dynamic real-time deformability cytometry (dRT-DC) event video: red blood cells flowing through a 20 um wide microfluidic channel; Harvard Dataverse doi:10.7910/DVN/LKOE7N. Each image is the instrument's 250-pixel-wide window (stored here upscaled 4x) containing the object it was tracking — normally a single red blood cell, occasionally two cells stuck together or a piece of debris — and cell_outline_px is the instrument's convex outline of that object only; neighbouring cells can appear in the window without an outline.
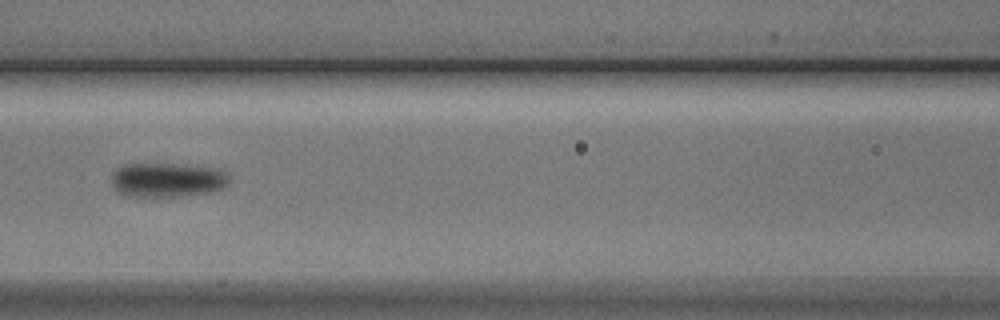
{"species": "Egyptian fruit bat (a non-hibernating species)", "species_latin": "Rousettus aegyptiacus", "temperature_condition": "cold", "stored_images_in_passage": 8, "camera_frame_rate_fps": 3000, "um_per_image_px": 0.085, "animal": {"sex": "male"}, "frame": {"image": 1, "passage_image": 7, "time_ms": 7.667, "image_size_px": [1000, 320], "cell_outline_px": [[228, 184], [224, 188], [208, 192], [176, 196], [124, 196], [116, 192], [112, 184], [112, 172], [116, 168], [128, 164], [172, 164], [224, 168], [228, 172]], "centroid_in_image_um": [14.23, 15.28], "position_along_channel_um": 152.4, "area_um2": 23.76}}
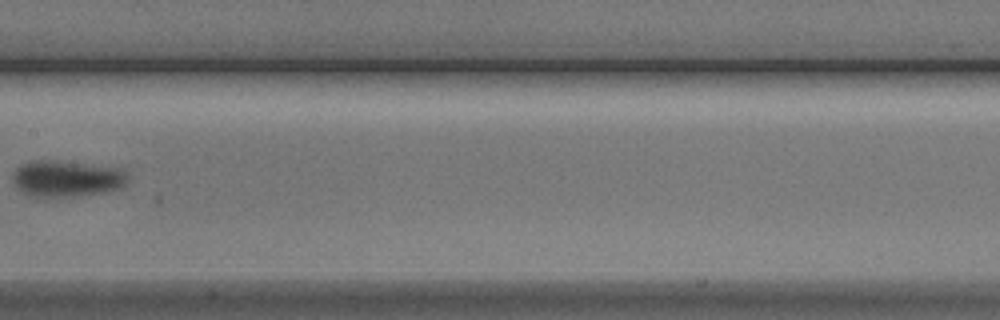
{"frame": {"image": 2, "passage_image": 8, "time_ms": 9.0, "image_size_px": [1000, 320], "cell_outline_px": [[128, 180], [120, 188], [104, 192], [80, 196], [28, 196], [20, 192], [16, 188], [12, 180], [12, 172], [20, 164], [28, 160], [52, 160], [116, 168], [124, 172], [128, 176]], "centroid_in_image_um": [5.57, 15.18], "position_along_channel_um": 201.8, "area_um2": 24.39}}